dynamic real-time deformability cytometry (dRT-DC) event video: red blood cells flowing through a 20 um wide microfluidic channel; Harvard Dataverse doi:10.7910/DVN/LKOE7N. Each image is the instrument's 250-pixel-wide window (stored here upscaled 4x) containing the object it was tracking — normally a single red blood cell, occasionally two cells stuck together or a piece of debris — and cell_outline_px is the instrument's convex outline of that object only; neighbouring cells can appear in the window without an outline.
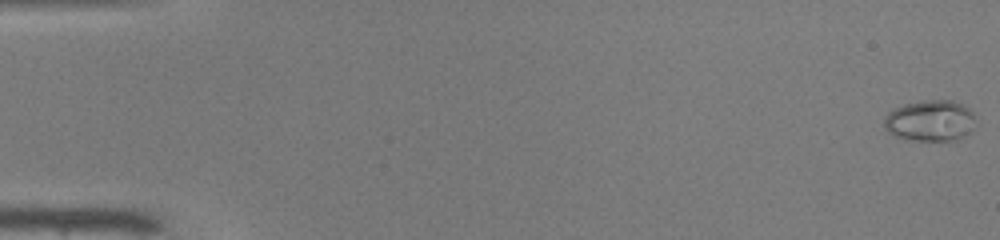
{"species": "common noctule bat (a hibernating species)", "species_latin": "Nyctalus noctula", "temperature_condition": "warm", "stored_images_in_passage": 51, "camera_frame_rate_fps": 3000, "um_per_image_px": 0.085, "animal": {"sex": "male", "body_mass_g": 19.0, "forearm_length_mm": 50.8}, "frame": {"image": 1, "passage_image": 1, "time_ms": 0.0, "image_size_px": [1000, 240], "cell_outline_px": [[972, 132], [956, 140], [908, 140], [896, 136], [888, 132], [884, 128], [884, 120], [888, 112], [904, 104], [920, 100], [952, 100], [964, 104], [972, 112]], "centroid_in_image_um": [79.04, 10.25], "position_along_channel_um": 6.0, "area_um2": 21.91}}
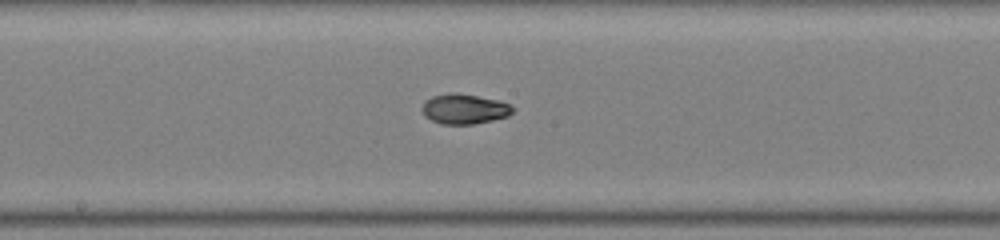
{"frame": {"image": 2, "passage_image": 28, "time_ms": 9.0, "image_size_px": [1000, 240], "cell_outline_px": [[516, 108], [508, 116], [492, 120], [472, 124], [440, 124], [424, 116], [420, 108], [424, 100], [432, 96], [448, 92], [456, 92], [500, 100], [512, 104]], "centroid_in_image_um": [39.46, 9.24], "position_along_channel_um": 208.7, "area_um2": 16.24}}
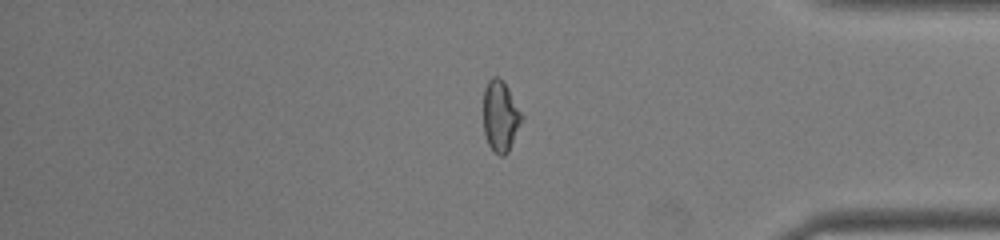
{"frame": {"image": 3, "passage_image": 43, "time_ms": 14.0, "image_size_px": [1000, 240], "cell_outline_px": [[524, 116], [508, 152], [504, 156], [500, 156], [488, 144], [484, 132], [484, 88], [488, 80], [492, 76], [496, 76], [504, 80]], "centroid_in_image_um": [42.54, 9.83], "position_along_channel_um": 392.7, "area_um2": 15.9}, "authors_computed_cell_mechanics": {"area_um2": 16.2418, "velocity_mm_per_s": 4.087, "shape_relaxation_time_tau1_ms": 8.5508, "shape_relaxation_time_tau2_ms": 1.95, "deformation_change_tau1": 0.2846, "deformation_change_tau2": 0.0505}}